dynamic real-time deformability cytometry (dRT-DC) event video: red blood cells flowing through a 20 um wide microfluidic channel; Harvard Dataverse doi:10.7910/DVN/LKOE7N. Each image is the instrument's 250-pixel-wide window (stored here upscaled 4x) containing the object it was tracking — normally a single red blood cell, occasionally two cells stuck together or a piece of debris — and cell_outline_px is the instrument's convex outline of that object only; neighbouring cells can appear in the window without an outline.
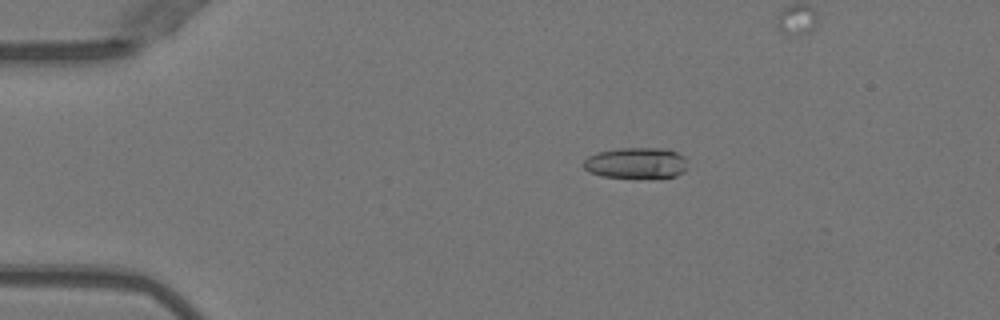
{"species": "Egyptian fruit bat (a non-hibernating species)", "species_latin": "Rousettus aegyptiacus", "temperature_condition": "warm", "stored_images_in_passage": 46, "camera_frame_rate_fps": 3000, "um_per_image_px": 0.085, "animal": {"sex": "female"}, "frame": {"image": 1, "passage_image": 9, "time_ms": 2.667, "image_size_px": [1000, 320], "cell_outline_px": [[684, 172], [676, 176], [600, 176], [584, 168], [584, 160], [588, 156], [596, 152], [620, 148], [660, 148], [676, 152], [684, 156]], "centroid_in_image_um": [54.03, 13.82], "position_along_channel_um": 31.0, "area_um2": 18.09}}
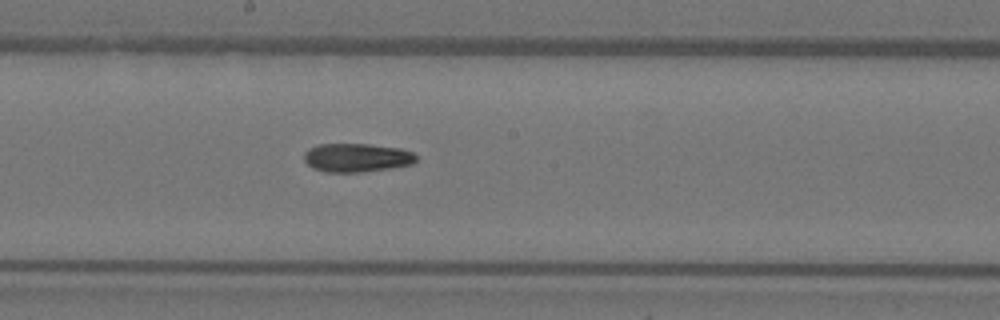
{"frame": {"image": 2, "passage_image": 27, "time_ms": 8.667, "image_size_px": [1000, 320], "cell_outline_px": [[416, 160], [412, 164], [392, 168], [360, 172], [324, 172], [312, 168], [304, 160], [304, 152], [308, 148], [316, 144], [368, 144], [400, 148], [412, 152], [416, 156]], "centroid_in_image_um": [30.29, 13.4], "position_along_channel_um": 217.9, "area_um2": 18.84}}
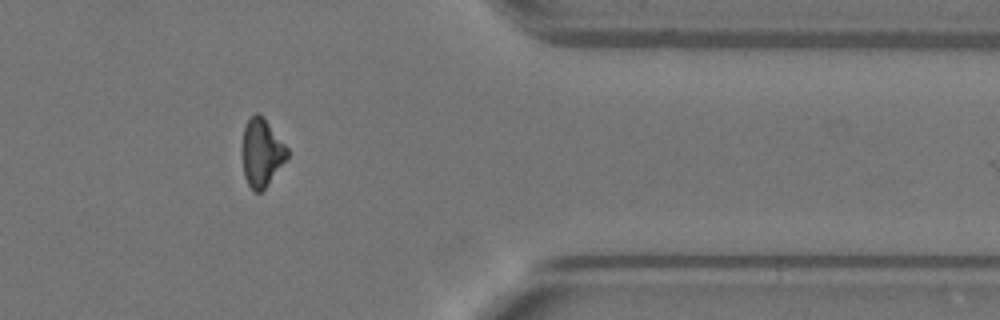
{"frame": {"image": 3, "passage_image": 41, "time_ms": 13.333, "image_size_px": [1000, 320], "cell_outline_px": [[288, 156], [264, 188], [260, 192], [256, 192], [248, 184], [244, 176], [240, 148], [244, 128], [248, 120], [256, 112], [268, 124], [288, 148]], "centroid_in_image_um": [22.19, 12.98], "position_along_channel_um": 389.2, "area_um2": 17.46}, "authors_computed_cell_mechanics": {"area_um2": 19.1896, "velocity_mm_per_s": 4.0413, "shape_relaxation_time_tau1_ms": 8.1801, "shape_relaxation_time_tau2_ms": 3.9878, "deformation_change_tau1": 0.2301, "deformation_change_tau2": 0.1077}}